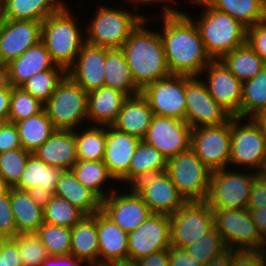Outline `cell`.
I'll use <instances>...</instances> for the list:
<instances>
[{
	"label": "cell",
	"instance_id": "52",
	"mask_svg": "<svg viewBox=\"0 0 266 266\" xmlns=\"http://www.w3.org/2000/svg\"><path fill=\"white\" fill-rule=\"evenodd\" d=\"M22 148L18 130L13 123L7 122L0 131V153Z\"/></svg>",
	"mask_w": 266,
	"mask_h": 266
},
{
	"label": "cell",
	"instance_id": "5",
	"mask_svg": "<svg viewBox=\"0 0 266 266\" xmlns=\"http://www.w3.org/2000/svg\"><path fill=\"white\" fill-rule=\"evenodd\" d=\"M95 10V16L85 25V41L110 49L121 48L132 31L147 17L138 11L134 13L135 9L132 13L128 9L120 10L104 4H99Z\"/></svg>",
	"mask_w": 266,
	"mask_h": 266
},
{
	"label": "cell",
	"instance_id": "60",
	"mask_svg": "<svg viewBox=\"0 0 266 266\" xmlns=\"http://www.w3.org/2000/svg\"><path fill=\"white\" fill-rule=\"evenodd\" d=\"M129 2H132V4H134V7H135V5L137 4V6L139 5V7L140 6H142V5H150V6H152V3H162L163 5V7H161L162 9L161 10H163L162 11V13H173V12H178V11H180V10H178V9H175V7L173 8V7H171L170 5L168 6L167 4H174V3H176L177 1H175V0H128ZM166 3V4H165ZM166 5V6H165Z\"/></svg>",
	"mask_w": 266,
	"mask_h": 266
},
{
	"label": "cell",
	"instance_id": "16",
	"mask_svg": "<svg viewBox=\"0 0 266 266\" xmlns=\"http://www.w3.org/2000/svg\"><path fill=\"white\" fill-rule=\"evenodd\" d=\"M191 131L186 121L153 115L143 141L169 160L190 148Z\"/></svg>",
	"mask_w": 266,
	"mask_h": 266
},
{
	"label": "cell",
	"instance_id": "41",
	"mask_svg": "<svg viewBox=\"0 0 266 266\" xmlns=\"http://www.w3.org/2000/svg\"><path fill=\"white\" fill-rule=\"evenodd\" d=\"M44 222L72 228L86 215L69 201L54 195L43 208Z\"/></svg>",
	"mask_w": 266,
	"mask_h": 266
},
{
	"label": "cell",
	"instance_id": "14",
	"mask_svg": "<svg viewBox=\"0 0 266 266\" xmlns=\"http://www.w3.org/2000/svg\"><path fill=\"white\" fill-rule=\"evenodd\" d=\"M190 148L212 172L229 167L231 119L218 126L193 128Z\"/></svg>",
	"mask_w": 266,
	"mask_h": 266
},
{
	"label": "cell",
	"instance_id": "12",
	"mask_svg": "<svg viewBox=\"0 0 266 266\" xmlns=\"http://www.w3.org/2000/svg\"><path fill=\"white\" fill-rule=\"evenodd\" d=\"M128 186L140 195L152 213L170 216L186 203L166 171L140 175Z\"/></svg>",
	"mask_w": 266,
	"mask_h": 266
},
{
	"label": "cell",
	"instance_id": "24",
	"mask_svg": "<svg viewBox=\"0 0 266 266\" xmlns=\"http://www.w3.org/2000/svg\"><path fill=\"white\" fill-rule=\"evenodd\" d=\"M7 65L12 87H20L39 72L50 69H64L52 61L42 41L28 48L22 55L10 61Z\"/></svg>",
	"mask_w": 266,
	"mask_h": 266
},
{
	"label": "cell",
	"instance_id": "61",
	"mask_svg": "<svg viewBox=\"0 0 266 266\" xmlns=\"http://www.w3.org/2000/svg\"><path fill=\"white\" fill-rule=\"evenodd\" d=\"M205 266H231V249H228L216 258H213Z\"/></svg>",
	"mask_w": 266,
	"mask_h": 266
},
{
	"label": "cell",
	"instance_id": "1",
	"mask_svg": "<svg viewBox=\"0 0 266 266\" xmlns=\"http://www.w3.org/2000/svg\"><path fill=\"white\" fill-rule=\"evenodd\" d=\"M162 14V39L171 74L200 77L212 61L207 54L199 29L188 12Z\"/></svg>",
	"mask_w": 266,
	"mask_h": 266
},
{
	"label": "cell",
	"instance_id": "58",
	"mask_svg": "<svg viewBox=\"0 0 266 266\" xmlns=\"http://www.w3.org/2000/svg\"><path fill=\"white\" fill-rule=\"evenodd\" d=\"M253 222L261 234L262 238L266 237V207L259 209H248Z\"/></svg>",
	"mask_w": 266,
	"mask_h": 266
},
{
	"label": "cell",
	"instance_id": "45",
	"mask_svg": "<svg viewBox=\"0 0 266 266\" xmlns=\"http://www.w3.org/2000/svg\"><path fill=\"white\" fill-rule=\"evenodd\" d=\"M198 262L204 266L213 258L228 250L221 234L214 227L196 243L185 248Z\"/></svg>",
	"mask_w": 266,
	"mask_h": 266
},
{
	"label": "cell",
	"instance_id": "54",
	"mask_svg": "<svg viewBox=\"0 0 266 266\" xmlns=\"http://www.w3.org/2000/svg\"><path fill=\"white\" fill-rule=\"evenodd\" d=\"M169 266H204L190 255L186 249L169 247Z\"/></svg>",
	"mask_w": 266,
	"mask_h": 266
},
{
	"label": "cell",
	"instance_id": "25",
	"mask_svg": "<svg viewBox=\"0 0 266 266\" xmlns=\"http://www.w3.org/2000/svg\"><path fill=\"white\" fill-rule=\"evenodd\" d=\"M99 266L128 260V233L123 231L101 210L97 212Z\"/></svg>",
	"mask_w": 266,
	"mask_h": 266
},
{
	"label": "cell",
	"instance_id": "59",
	"mask_svg": "<svg viewBox=\"0 0 266 266\" xmlns=\"http://www.w3.org/2000/svg\"><path fill=\"white\" fill-rule=\"evenodd\" d=\"M11 89L0 90V120L7 121L10 110Z\"/></svg>",
	"mask_w": 266,
	"mask_h": 266
},
{
	"label": "cell",
	"instance_id": "17",
	"mask_svg": "<svg viewBox=\"0 0 266 266\" xmlns=\"http://www.w3.org/2000/svg\"><path fill=\"white\" fill-rule=\"evenodd\" d=\"M128 260L136 261L171 246L170 221L152 213L136 230L128 233Z\"/></svg>",
	"mask_w": 266,
	"mask_h": 266
},
{
	"label": "cell",
	"instance_id": "67",
	"mask_svg": "<svg viewBox=\"0 0 266 266\" xmlns=\"http://www.w3.org/2000/svg\"><path fill=\"white\" fill-rule=\"evenodd\" d=\"M255 117H266V105L261 109V111Z\"/></svg>",
	"mask_w": 266,
	"mask_h": 266
},
{
	"label": "cell",
	"instance_id": "51",
	"mask_svg": "<svg viewBox=\"0 0 266 266\" xmlns=\"http://www.w3.org/2000/svg\"><path fill=\"white\" fill-rule=\"evenodd\" d=\"M266 207V172L258 173L253 183L247 209Z\"/></svg>",
	"mask_w": 266,
	"mask_h": 266
},
{
	"label": "cell",
	"instance_id": "49",
	"mask_svg": "<svg viewBox=\"0 0 266 266\" xmlns=\"http://www.w3.org/2000/svg\"><path fill=\"white\" fill-rule=\"evenodd\" d=\"M246 43L266 62V20L246 28Z\"/></svg>",
	"mask_w": 266,
	"mask_h": 266
},
{
	"label": "cell",
	"instance_id": "4",
	"mask_svg": "<svg viewBox=\"0 0 266 266\" xmlns=\"http://www.w3.org/2000/svg\"><path fill=\"white\" fill-rule=\"evenodd\" d=\"M78 18L65 5L58 13L48 16L42 22L41 41L52 61L66 71L75 62L85 42V31L79 25Z\"/></svg>",
	"mask_w": 266,
	"mask_h": 266
},
{
	"label": "cell",
	"instance_id": "63",
	"mask_svg": "<svg viewBox=\"0 0 266 266\" xmlns=\"http://www.w3.org/2000/svg\"><path fill=\"white\" fill-rule=\"evenodd\" d=\"M102 266H137V265L134 261L126 260V261L109 262V263H105Z\"/></svg>",
	"mask_w": 266,
	"mask_h": 266
},
{
	"label": "cell",
	"instance_id": "21",
	"mask_svg": "<svg viewBox=\"0 0 266 266\" xmlns=\"http://www.w3.org/2000/svg\"><path fill=\"white\" fill-rule=\"evenodd\" d=\"M139 138L106 126V143L103 162L116 182L129 185L131 159L141 142Z\"/></svg>",
	"mask_w": 266,
	"mask_h": 266
},
{
	"label": "cell",
	"instance_id": "6",
	"mask_svg": "<svg viewBox=\"0 0 266 266\" xmlns=\"http://www.w3.org/2000/svg\"><path fill=\"white\" fill-rule=\"evenodd\" d=\"M44 110L55 129L76 130L88 122V92L66 74Z\"/></svg>",
	"mask_w": 266,
	"mask_h": 266
},
{
	"label": "cell",
	"instance_id": "68",
	"mask_svg": "<svg viewBox=\"0 0 266 266\" xmlns=\"http://www.w3.org/2000/svg\"><path fill=\"white\" fill-rule=\"evenodd\" d=\"M261 252H262L263 255L266 256V237L264 238V243H263Z\"/></svg>",
	"mask_w": 266,
	"mask_h": 266
},
{
	"label": "cell",
	"instance_id": "10",
	"mask_svg": "<svg viewBox=\"0 0 266 266\" xmlns=\"http://www.w3.org/2000/svg\"><path fill=\"white\" fill-rule=\"evenodd\" d=\"M171 246L185 249L214 227V213L206 201L186 202L169 216Z\"/></svg>",
	"mask_w": 266,
	"mask_h": 266
},
{
	"label": "cell",
	"instance_id": "3",
	"mask_svg": "<svg viewBox=\"0 0 266 266\" xmlns=\"http://www.w3.org/2000/svg\"><path fill=\"white\" fill-rule=\"evenodd\" d=\"M189 2L202 8L197 20L192 19L212 60H220L227 53L246 43V27L238 20L212 8L205 0H189Z\"/></svg>",
	"mask_w": 266,
	"mask_h": 266
},
{
	"label": "cell",
	"instance_id": "31",
	"mask_svg": "<svg viewBox=\"0 0 266 266\" xmlns=\"http://www.w3.org/2000/svg\"><path fill=\"white\" fill-rule=\"evenodd\" d=\"M104 73V86L120 90L128 97L141 94L121 48H107Z\"/></svg>",
	"mask_w": 266,
	"mask_h": 266
},
{
	"label": "cell",
	"instance_id": "66",
	"mask_svg": "<svg viewBox=\"0 0 266 266\" xmlns=\"http://www.w3.org/2000/svg\"><path fill=\"white\" fill-rule=\"evenodd\" d=\"M260 266H266V256L260 250Z\"/></svg>",
	"mask_w": 266,
	"mask_h": 266
},
{
	"label": "cell",
	"instance_id": "43",
	"mask_svg": "<svg viewBox=\"0 0 266 266\" xmlns=\"http://www.w3.org/2000/svg\"><path fill=\"white\" fill-rule=\"evenodd\" d=\"M66 74L65 69L45 70L32 76L20 87L45 104Z\"/></svg>",
	"mask_w": 266,
	"mask_h": 266
},
{
	"label": "cell",
	"instance_id": "32",
	"mask_svg": "<svg viewBox=\"0 0 266 266\" xmlns=\"http://www.w3.org/2000/svg\"><path fill=\"white\" fill-rule=\"evenodd\" d=\"M10 202L17 234L37 232L44 222L43 208L30 198L28 191L10 187Z\"/></svg>",
	"mask_w": 266,
	"mask_h": 266
},
{
	"label": "cell",
	"instance_id": "7",
	"mask_svg": "<svg viewBox=\"0 0 266 266\" xmlns=\"http://www.w3.org/2000/svg\"><path fill=\"white\" fill-rule=\"evenodd\" d=\"M231 118V153L229 166L234 169L266 172V137L253 119ZM237 166V167H236Z\"/></svg>",
	"mask_w": 266,
	"mask_h": 266
},
{
	"label": "cell",
	"instance_id": "53",
	"mask_svg": "<svg viewBox=\"0 0 266 266\" xmlns=\"http://www.w3.org/2000/svg\"><path fill=\"white\" fill-rule=\"evenodd\" d=\"M231 266H260V250H231Z\"/></svg>",
	"mask_w": 266,
	"mask_h": 266
},
{
	"label": "cell",
	"instance_id": "39",
	"mask_svg": "<svg viewBox=\"0 0 266 266\" xmlns=\"http://www.w3.org/2000/svg\"><path fill=\"white\" fill-rule=\"evenodd\" d=\"M168 160L155 147L147 145L143 140L138 144L131 159L129 184L140 175L166 171Z\"/></svg>",
	"mask_w": 266,
	"mask_h": 266
},
{
	"label": "cell",
	"instance_id": "62",
	"mask_svg": "<svg viewBox=\"0 0 266 266\" xmlns=\"http://www.w3.org/2000/svg\"><path fill=\"white\" fill-rule=\"evenodd\" d=\"M1 89H12L9 80L8 65L2 62H0V90Z\"/></svg>",
	"mask_w": 266,
	"mask_h": 266
},
{
	"label": "cell",
	"instance_id": "28",
	"mask_svg": "<svg viewBox=\"0 0 266 266\" xmlns=\"http://www.w3.org/2000/svg\"><path fill=\"white\" fill-rule=\"evenodd\" d=\"M65 5L64 0H0V19L43 22Z\"/></svg>",
	"mask_w": 266,
	"mask_h": 266
},
{
	"label": "cell",
	"instance_id": "56",
	"mask_svg": "<svg viewBox=\"0 0 266 266\" xmlns=\"http://www.w3.org/2000/svg\"><path fill=\"white\" fill-rule=\"evenodd\" d=\"M85 264L82 260L73 255L66 256H48L40 266H82Z\"/></svg>",
	"mask_w": 266,
	"mask_h": 266
},
{
	"label": "cell",
	"instance_id": "40",
	"mask_svg": "<svg viewBox=\"0 0 266 266\" xmlns=\"http://www.w3.org/2000/svg\"><path fill=\"white\" fill-rule=\"evenodd\" d=\"M266 105V66L243 83L241 118H254Z\"/></svg>",
	"mask_w": 266,
	"mask_h": 266
},
{
	"label": "cell",
	"instance_id": "50",
	"mask_svg": "<svg viewBox=\"0 0 266 266\" xmlns=\"http://www.w3.org/2000/svg\"><path fill=\"white\" fill-rule=\"evenodd\" d=\"M17 242L13 238L0 239V266H22Z\"/></svg>",
	"mask_w": 266,
	"mask_h": 266
},
{
	"label": "cell",
	"instance_id": "30",
	"mask_svg": "<svg viewBox=\"0 0 266 266\" xmlns=\"http://www.w3.org/2000/svg\"><path fill=\"white\" fill-rule=\"evenodd\" d=\"M54 195L66 199L86 216H92L101 210V200L77 180L72 170L62 171Z\"/></svg>",
	"mask_w": 266,
	"mask_h": 266
},
{
	"label": "cell",
	"instance_id": "34",
	"mask_svg": "<svg viewBox=\"0 0 266 266\" xmlns=\"http://www.w3.org/2000/svg\"><path fill=\"white\" fill-rule=\"evenodd\" d=\"M220 60L242 83L254 78L266 66V62L247 43Z\"/></svg>",
	"mask_w": 266,
	"mask_h": 266
},
{
	"label": "cell",
	"instance_id": "15",
	"mask_svg": "<svg viewBox=\"0 0 266 266\" xmlns=\"http://www.w3.org/2000/svg\"><path fill=\"white\" fill-rule=\"evenodd\" d=\"M141 95L147 100L153 115L185 121V75H170L145 86Z\"/></svg>",
	"mask_w": 266,
	"mask_h": 266
},
{
	"label": "cell",
	"instance_id": "8",
	"mask_svg": "<svg viewBox=\"0 0 266 266\" xmlns=\"http://www.w3.org/2000/svg\"><path fill=\"white\" fill-rule=\"evenodd\" d=\"M231 167L211 173L210 188L206 199L211 209H247L251 189L257 172ZM240 169L242 170L240 172Z\"/></svg>",
	"mask_w": 266,
	"mask_h": 266
},
{
	"label": "cell",
	"instance_id": "57",
	"mask_svg": "<svg viewBox=\"0 0 266 266\" xmlns=\"http://www.w3.org/2000/svg\"><path fill=\"white\" fill-rule=\"evenodd\" d=\"M30 198L38 204L40 207L44 208L48 202L54 196V192L49 188L34 187L28 191Z\"/></svg>",
	"mask_w": 266,
	"mask_h": 266
},
{
	"label": "cell",
	"instance_id": "2",
	"mask_svg": "<svg viewBox=\"0 0 266 266\" xmlns=\"http://www.w3.org/2000/svg\"><path fill=\"white\" fill-rule=\"evenodd\" d=\"M148 17L132 31L121 47L135 84L142 90L145 86L164 79L171 74L158 29H147Z\"/></svg>",
	"mask_w": 266,
	"mask_h": 266
},
{
	"label": "cell",
	"instance_id": "18",
	"mask_svg": "<svg viewBox=\"0 0 266 266\" xmlns=\"http://www.w3.org/2000/svg\"><path fill=\"white\" fill-rule=\"evenodd\" d=\"M203 75L206 79L202 78V81L215 101L233 117L241 118L243 83L231 73L221 60H212L204 68L200 77Z\"/></svg>",
	"mask_w": 266,
	"mask_h": 266
},
{
	"label": "cell",
	"instance_id": "69",
	"mask_svg": "<svg viewBox=\"0 0 266 266\" xmlns=\"http://www.w3.org/2000/svg\"><path fill=\"white\" fill-rule=\"evenodd\" d=\"M7 123V121H2L0 120V131L2 129V127Z\"/></svg>",
	"mask_w": 266,
	"mask_h": 266
},
{
	"label": "cell",
	"instance_id": "36",
	"mask_svg": "<svg viewBox=\"0 0 266 266\" xmlns=\"http://www.w3.org/2000/svg\"><path fill=\"white\" fill-rule=\"evenodd\" d=\"M212 8L227 13L246 28L266 20L264 0H205Z\"/></svg>",
	"mask_w": 266,
	"mask_h": 266
},
{
	"label": "cell",
	"instance_id": "22",
	"mask_svg": "<svg viewBox=\"0 0 266 266\" xmlns=\"http://www.w3.org/2000/svg\"><path fill=\"white\" fill-rule=\"evenodd\" d=\"M106 54L107 47L85 41L67 74L88 93L103 87Z\"/></svg>",
	"mask_w": 266,
	"mask_h": 266
},
{
	"label": "cell",
	"instance_id": "37",
	"mask_svg": "<svg viewBox=\"0 0 266 266\" xmlns=\"http://www.w3.org/2000/svg\"><path fill=\"white\" fill-rule=\"evenodd\" d=\"M21 147L31 153L39 148L56 130L46 111L14 123Z\"/></svg>",
	"mask_w": 266,
	"mask_h": 266
},
{
	"label": "cell",
	"instance_id": "42",
	"mask_svg": "<svg viewBox=\"0 0 266 266\" xmlns=\"http://www.w3.org/2000/svg\"><path fill=\"white\" fill-rule=\"evenodd\" d=\"M36 233L49 256L70 255L71 228L43 222Z\"/></svg>",
	"mask_w": 266,
	"mask_h": 266
},
{
	"label": "cell",
	"instance_id": "11",
	"mask_svg": "<svg viewBox=\"0 0 266 266\" xmlns=\"http://www.w3.org/2000/svg\"><path fill=\"white\" fill-rule=\"evenodd\" d=\"M216 230L231 250H261L264 239L248 209H212Z\"/></svg>",
	"mask_w": 266,
	"mask_h": 266
},
{
	"label": "cell",
	"instance_id": "65",
	"mask_svg": "<svg viewBox=\"0 0 266 266\" xmlns=\"http://www.w3.org/2000/svg\"><path fill=\"white\" fill-rule=\"evenodd\" d=\"M7 189H8V187L6 186V184L4 183L3 179L0 176V194Z\"/></svg>",
	"mask_w": 266,
	"mask_h": 266
},
{
	"label": "cell",
	"instance_id": "33",
	"mask_svg": "<svg viewBox=\"0 0 266 266\" xmlns=\"http://www.w3.org/2000/svg\"><path fill=\"white\" fill-rule=\"evenodd\" d=\"M62 171L63 170L58 167L47 165L44 161L31 153L26 161L25 169L14 188L29 191L38 186L42 187V189L49 188L54 192Z\"/></svg>",
	"mask_w": 266,
	"mask_h": 266
},
{
	"label": "cell",
	"instance_id": "55",
	"mask_svg": "<svg viewBox=\"0 0 266 266\" xmlns=\"http://www.w3.org/2000/svg\"><path fill=\"white\" fill-rule=\"evenodd\" d=\"M135 263L137 266H169V249L154 252Z\"/></svg>",
	"mask_w": 266,
	"mask_h": 266
},
{
	"label": "cell",
	"instance_id": "47",
	"mask_svg": "<svg viewBox=\"0 0 266 266\" xmlns=\"http://www.w3.org/2000/svg\"><path fill=\"white\" fill-rule=\"evenodd\" d=\"M30 154L23 148L0 153V176L8 188L18 183Z\"/></svg>",
	"mask_w": 266,
	"mask_h": 266
},
{
	"label": "cell",
	"instance_id": "35",
	"mask_svg": "<svg viewBox=\"0 0 266 266\" xmlns=\"http://www.w3.org/2000/svg\"><path fill=\"white\" fill-rule=\"evenodd\" d=\"M77 180L86 188L91 190L101 201L108 197L116 189L107 192L104 187L108 180H115L109 173L103 161H84L78 160L71 168ZM106 185V186H105ZM103 186V187H102Z\"/></svg>",
	"mask_w": 266,
	"mask_h": 266
},
{
	"label": "cell",
	"instance_id": "46",
	"mask_svg": "<svg viewBox=\"0 0 266 266\" xmlns=\"http://www.w3.org/2000/svg\"><path fill=\"white\" fill-rule=\"evenodd\" d=\"M17 242L22 266H40L48 253L36 232L20 233L13 238Z\"/></svg>",
	"mask_w": 266,
	"mask_h": 266
},
{
	"label": "cell",
	"instance_id": "38",
	"mask_svg": "<svg viewBox=\"0 0 266 266\" xmlns=\"http://www.w3.org/2000/svg\"><path fill=\"white\" fill-rule=\"evenodd\" d=\"M75 130L77 159L103 161L106 143V126L90 125ZM84 128V129H83ZM82 129V130H81Z\"/></svg>",
	"mask_w": 266,
	"mask_h": 266
},
{
	"label": "cell",
	"instance_id": "9",
	"mask_svg": "<svg viewBox=\"0 0 266 266\" xmlns=\"http://www.w3.org/2000/svg\"><path fill=\"white\" fill-rule=\"evenodd\" d=\"M166 172L186 202L206 201L212 171L191 148L169 159Z\"/></svg>",
	"mask_w": 266,
	"mask_h": 266
},
{
	"label": "cell",
	"instance_id": "13",
	"mask_svg": "<svg viewBox=\"0 0 266 266\" xmlns=\"http://www.w3.org/2000/svg\"><path fill=\"white\" fill-rule=\"evenodd\" d=\"M186 123L193 129L218 126L233 116L210 95L201 77L185 76Z\"/></svg>",
	"mask_w": 266,
	"mask_h": 266
},
{
	"label": "cell",
	"instance_id": "70",
	"mask_svg": "<svg viewBox=\"0 0 266 266\" xmlns=\"http://www.w3.org/2000/svg\"><path fill=\"white\" fill-rule=\"evenodd\" d=\"M265 3V17H266V0H264Z\"/></svg>",
	"mask_w": 266,
	"mask_h": 266
},
{
	"label": "cell",
	"instance_id": "44",
	"mask_svg": "<svg viewBox=\"0 0 266 266\" xmlns=\"http://www.w3.org/2000/svg\"><path fill=\"white\" fill-rule=\"evenodd\" d=\"M44 110V104L21 87H12L9 110V123L37 115Z\"/></svg>",
	"mask_w": 266,
	"mask_h": 266
},
{
	"label": "cell",
	"instance_id": "23",
	"mask_svg": "<svg viewBox=\"0 0 266 266\" xmlns=\"http://www.w3.org/2000/svg\"><path fill=\"white\" fill-rule=\"evenodd\" d=\"M33 154L49 166L71 170L78 161L75 130L56 129Z\"/></svg>",
	"mask_w": 266,
	"mask_h": 266
},
{
	"label": "cell",
	"instance_id": "19",
	"mask_svg": "<svg viewBox=\"0 0 266 266\" xmlns=\"http://www.w3.org/2000/svg\"><path fill=\"white\" fill-rule=\"evenodd\" d=\"M129 191V192H127ZM113 191L101 201V211L118 225L123 231L129 233L136 230L152 214L148 205L131 189Z\"/></svg>",
	"mask_w": 266,
	"mask_h": 266
},
{
	"label": "cell",
	"instance_id": "48",
	"mask_svg": "<svg viewBox=\"0 0 266 266\" xmlns=\"http://www.w3.org/2000/svg\"><path fill=\"white\" fill-rule=\"evenodd\" d=\"M16 223L11 208L10 188L0 194V239L14 238Z\"/></svg>",
	"mask_w": 266,
	"mask_h": 266
},
{
	"label": "cell",
	"instance_id": "27",
	"mask_svg": "<svg viewBox=\"0 0 266 266\" xmlns=\"http://www.w3.org/2000/svg\"><path fill=\"white\" fill-rule=\"evenodd\" d=\"M153 117L147 100L141 95L128 97L112 125L117 130L143 140Z\"/></svg>",
	"mask_w": 266,
	"mask_h": 266
},
{
	"label": "cell",
	"instance_id": "29",
	"mask_svg": "<svg viewBox=\"0 0 266 266\" xmlns=\"http://www.w3.org/2000/svg\"><path fill=\"white\" fill-rule=\"evenodd\" d=\"M87 266H99L97 213L85 216L71 228V253Z\"/></svg>",
	"mask_w": 266,
	"mask_h": 266
},
{
	"label": "cell",
	"instance_id": "20",
	"mask_svg": "<svg viewBox=\"0 0 266 266\" xmlns=\"http://www.w3.org/2000/svg\"><path fill=\"white\" fill-rule=\"evenodd\" d=\"M42 22L0 21V62L8 64L41 41Z\"/></svg>",
	"mask_w": 266,
	"mask_h": 266
},
{
	"label": "cell",
	"instance_id": "64",
	"mask_svg": "<svg viewBox=\"0 0 266 266\" xmlns=\"http://www.w3.org/2000/svg\"><path fill=\"white\" fill-rule=\"evenodd\" d=\"M253 119L260 125L262 132L266 137V117H254Z\"/></svg>",
	"mask_w": 266,
	"mask_h": 266
},
{
	"label": "cell",
	"instance_id": "26",
	"mask_svg": "<svg viewBox=\"0 0 266 266\" xmlns=\"http://www.w3.org/2000/svg\"><path fill=\"white\" fill-rule=\"evenodd\" d=\"M128 96L120 90L103 86L88 93V123L112 126ZM90 121V122H89Z\"/></svg>",
	"mask_w": 266,
	"mask_h": 266
}]
</instances>
